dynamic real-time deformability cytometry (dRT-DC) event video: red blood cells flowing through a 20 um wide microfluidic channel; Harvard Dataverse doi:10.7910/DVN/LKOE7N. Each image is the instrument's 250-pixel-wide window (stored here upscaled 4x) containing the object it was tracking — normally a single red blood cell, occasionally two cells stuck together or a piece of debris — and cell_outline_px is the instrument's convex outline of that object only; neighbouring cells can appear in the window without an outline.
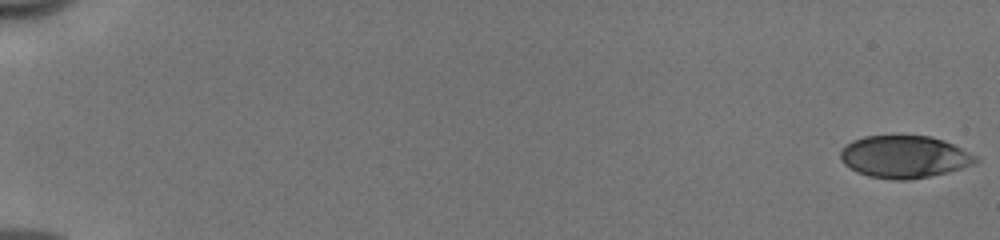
{"species": "human", "species_latin": "Homo sapiens", "temperature_condition": "cold", "stored_images_in_passage": 22, "camera_frame_rate_fps": 3000, "um_per_image_px": 0.085, "donor": {"sex": "male"}, "frame": {"image": 1, "passage_image": 1, "time_ms": 0.0, "image_size_px": [1000, 240], "cell_outline_px": [[980, 160], [976, 164], [964, 168], [948, 172], [908, 180], [896, 180], [868, 176], [856, 172], [844, 164], [840, 160], [840, 152], [852, 140], [864, 136], [928, 136], [944, 140], [976, 156]], "centroid_in_image_um": [76.87, 13.34], "position_along_channel_um": 8.1, "area_um2": 33.29}}
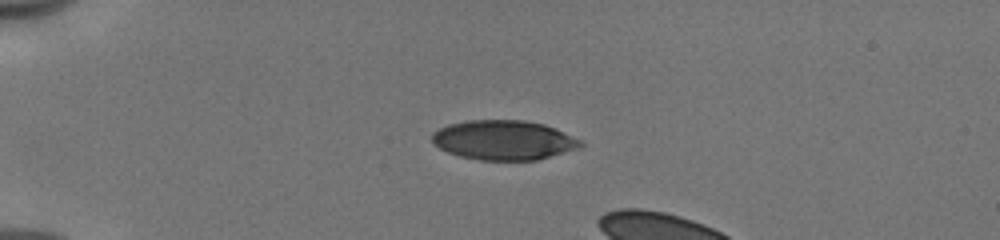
{"frame": {"image": 2, "passage_image": 15, "time_ms": 4.667, "image_size_px": [1000, 240], "cell_outline_px": [[584, 144], [580, 148], [536, 160], [480, 160], [460, 156], [448, 152], [432, 144], [432, 132], [448, 124], [468, 120], [524, 120], [544, 124], [556, 128], [580, 140]], "centroid_in_image_um": [42.81, 11.9], "position_along_channel_um": 42.2, "area_um2": 34.33}}
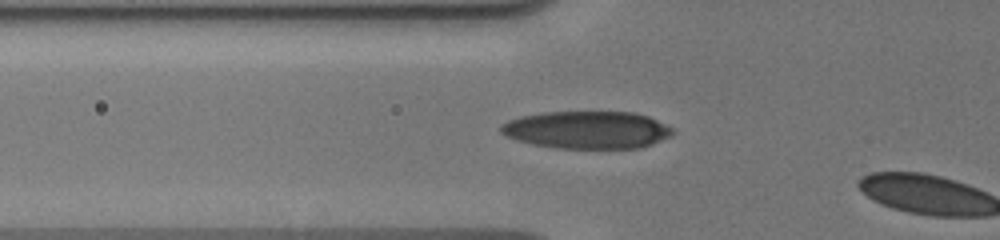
{"frame": {"image": 3, "passage_image": 21, "time_ms": 6.667, "image_size_px": [1000, 240], "cell_outline_px": [[676, 132], [672, 136], [652, 144], [640, 148], [560, 148], [536, 144], [520, 140], [508, 136], [500, 132], [500, 124], [508, 120], [520, 116], [540, 112], [632, 112], [648, 116], [676, 128]], "centroid_in_image_um": [49.97, 11.03], "position_along_channel_um": 75.8, "area_um2": 37.69}}